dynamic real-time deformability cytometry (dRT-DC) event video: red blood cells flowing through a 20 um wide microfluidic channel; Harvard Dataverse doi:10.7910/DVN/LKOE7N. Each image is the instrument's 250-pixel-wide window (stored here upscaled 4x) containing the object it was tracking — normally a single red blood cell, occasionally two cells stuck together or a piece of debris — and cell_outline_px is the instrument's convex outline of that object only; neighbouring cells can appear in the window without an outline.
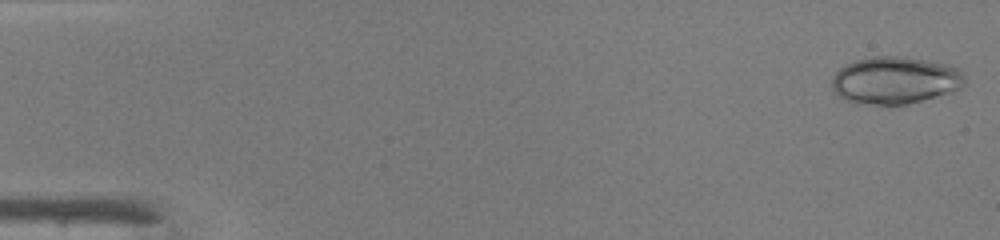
{"species": "common noctule bat (a hibernating species)", "species_latin": "Nyctalus noctula", "temperature_condition": "warm", "stored_images_in_passage": 46, "camera_frame_rate_fps": 3000, "um_per_image_px": 0.085, "animal": {"sex": "male", "body_mass_g": 19.0, "forearm_length_mm": 50.8}, "frame": {"image": 1, "passage_image": 1, "time_ms": 0.0, "image_size_px": [1000, 240], "cell_outline_px": [[964, 84], [960, 88], [948, 92], [920, 100], [904, 104], [876, 104], [848, 100], [840, 96], [832, 88], [832, 76], [840, 68], [856, 60], [872, 56], [900, 56], [924, 60], [944, 64], [956, 68], [964, 72]], "centroid_in_image_um": [76.07, 6.8], "position_along_channel_um": 8.9, "area_um2": 35.78}}
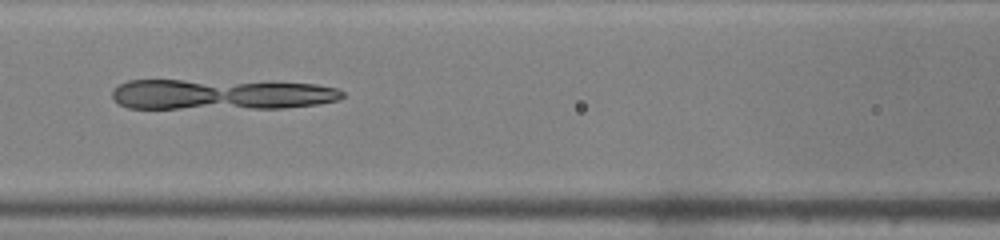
{"frame": {"image": 2, "passage_image": 21, "time_ms": 6.667, "image_size_px": [1000, 240], "cell_outline_px": [[344, 96], [340, 100], [320, 104], [284, 108], [128, 108], [120, 104], [112, 96], [112, 92], [120, 84], [128, 80], [184, 80], [316, 84], [336, 88], [344, 92]], "centroid_in_image_um": [18.82, 8.03], "position_along_channel_um": 147.8, "area_um2": 40.75}}